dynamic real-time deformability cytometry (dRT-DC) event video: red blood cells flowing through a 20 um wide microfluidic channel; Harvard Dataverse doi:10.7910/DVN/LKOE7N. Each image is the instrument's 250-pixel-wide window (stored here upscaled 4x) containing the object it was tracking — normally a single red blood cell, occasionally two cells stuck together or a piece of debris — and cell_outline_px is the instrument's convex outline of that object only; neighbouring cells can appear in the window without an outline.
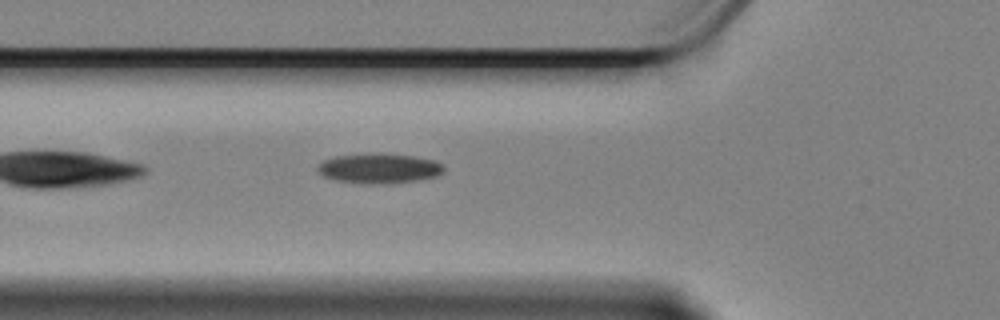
{"species": "Egyptian fruit bat (a non-hibernating species)", "species_latin": "Rousettus aegyptiacus", "temperature_condition": "cold", "stored_images_in_passage": 40, "camera_frame_rate_fps": 3000, "um_per_image_px": 0.085, "animal": {"sex": "female"}, "frame": {"image": 1, "passage_image": 4, "time_ms": 1.0, "image_size_px": [1000, 320], "cell_outline_px": [[444, 172], [436, 176], [416, 180], [336, 180], [324, 176], [316, 168], [324, 160], [336, 156], [368, 152], [380, 152], [416, 156], [436, 160], [444, 168]], "centroid_in_image_um": [32.26, 14.21], "position_along_channel_um": 93.5, "area_um2": 20.87}}
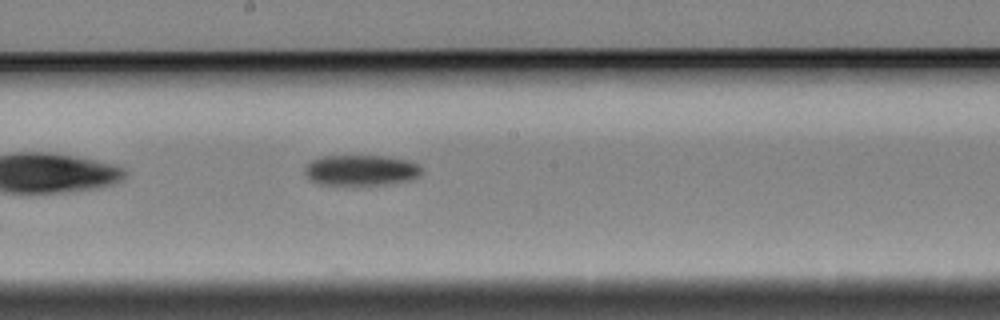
{"frame": {"image": 2, "passage_image": 15, "time_ms": 4.667, "image_size_px": [1000, 320], "cell_outline_px": [[420, 172], [412, 180], [380, 184], [320, 184], [312, 180], [304, 172], [304, 168], [312, 160], [320, 156], [384, 156], [408, 160], [416, 164], [420, 168]], "centroid_in_image_um": [30.65, 14.45], "position_along_channel_um": 217.6, "area_um2": 20.4}}
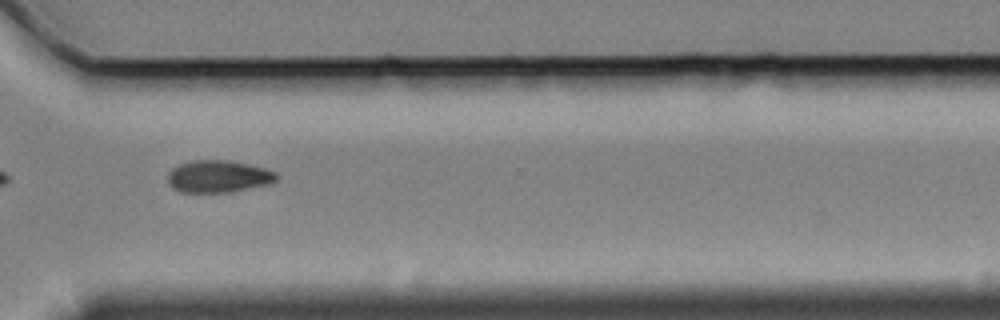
{"frame": {"image": 3, "passage_image": 27, "time_ms": 8.667, "image_size_px": [1000, 320], "cell_outline_px": [[280, 176], [272, 184], [232, 192], [180, 192], [172, 188], [168, 184], [168, 172], [172, 168], [180, 164], [192, 160], [228, 160], [248, 164], [264, 168], [276, 172]], "centroid_in_image_um": [18.58, 15.0], "position_along_channel_um": 352.0, "area_um2": 20.69}, "authors_computed_cell_mechanics": {"area_um2": 20.7791, "velocity_mm_per_s": 3.3609, "shape_relaxation_time_tau1_ms": 8.1409, "shape_relaxation_time_tau2_ms": null, "deformation_change_tau1": 0.1364, "deformation_change_tau2": null}}